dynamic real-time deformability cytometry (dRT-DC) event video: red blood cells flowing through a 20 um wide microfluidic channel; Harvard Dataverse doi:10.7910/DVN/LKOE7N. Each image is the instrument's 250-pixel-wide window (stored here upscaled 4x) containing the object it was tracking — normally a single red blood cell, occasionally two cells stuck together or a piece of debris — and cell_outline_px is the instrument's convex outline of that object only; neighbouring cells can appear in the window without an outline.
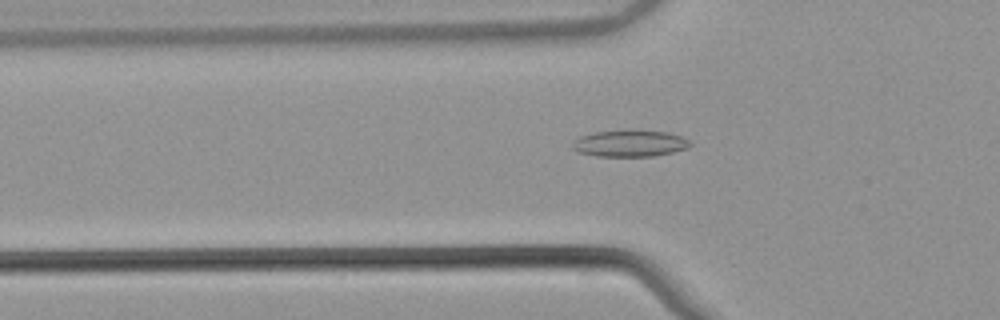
{"species": "common noctule bat (a hibernating species)", "species_latin": "Nyctalus noctula", "temperature_condition": "warm", "stored_images_in_passage": 54, "camera_frame_rate_fps": 3000, "um_per_image_px": 0.085, "animal": {"sex": "male", "body_mass_g": 21.5, "forearm_length_mm": 52.0}, "frame": {"image": 1, "passage_image": 19, "time_ms": 6.0, "image_size_px": [1000, 320], "cell_outline_px": [[692, 144], [688, 148], [672, 152], [652, 156], [596, 156], [576, 152], [572, 148], [572, 144], [580, 136], [592, 132], [632, 128], [668, 132], [680, 136], [688, 140]], "centroid_in_image_um": [53.51, 12.16], "position_along_channel_um": 72.3, "area_um2": 18.73}}
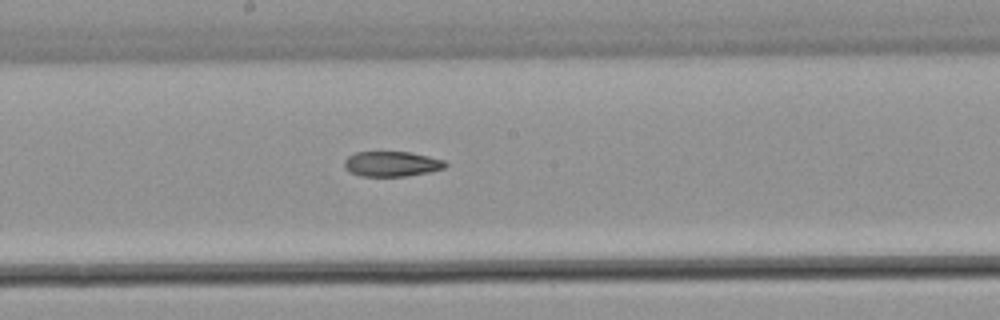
{"frame": {"image": 2, "passage_image": 30, "time_ms": 9.667, "image_size_px": [1000, 320], "cell_outline_px": [[448, 164], [444, 168], [428, 172], [408, 176], [360, 176], [348, 172], [344, 168], [344, 160], [348, 156], [356, 152], [408, 152], [428, 156], [444, 160]], "centroid_in_image_um": [33.26, 13.94], "position_along_channel_um": 214.9, "area_um2": 14.85}}
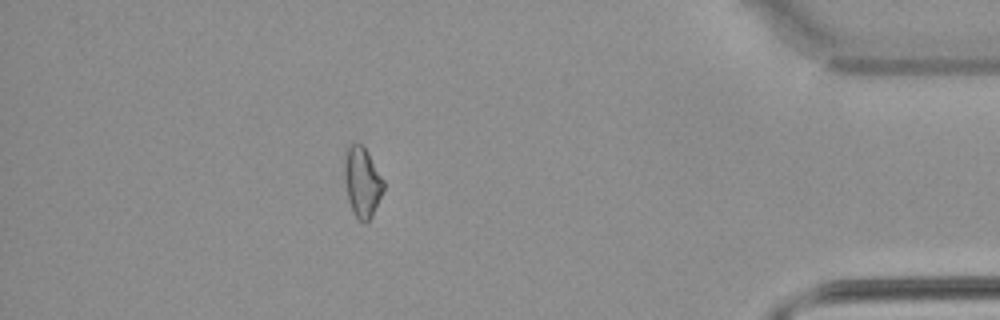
{"frame": {"image": 3, "passage_image": 48, "time_ms": 15.667, "image_size_px": [1000, 320], "cell_outline_px": [[384, 188], [372, 216], [364, 224], [352, 212], [348, 196], [344, 172], [344, 148], [352, 144], [360, 144], [368, 152], [384, 180]], "centroid_in_image_um": [30.78, 15.45], "position_along_channel_um": 404.4, "area_um2": 15.84}, "authors_computed_cell_mechanics": {"area_um2": 16.5597, "velocity_mm_per_s": 3.89, "shape_relaxation_time_tau1_ms": null, "shape_relaxation_time_tau2_ms": 10.4471, "deformation_change_tau1": null, "deformation_change_tau2": 0.2047}}